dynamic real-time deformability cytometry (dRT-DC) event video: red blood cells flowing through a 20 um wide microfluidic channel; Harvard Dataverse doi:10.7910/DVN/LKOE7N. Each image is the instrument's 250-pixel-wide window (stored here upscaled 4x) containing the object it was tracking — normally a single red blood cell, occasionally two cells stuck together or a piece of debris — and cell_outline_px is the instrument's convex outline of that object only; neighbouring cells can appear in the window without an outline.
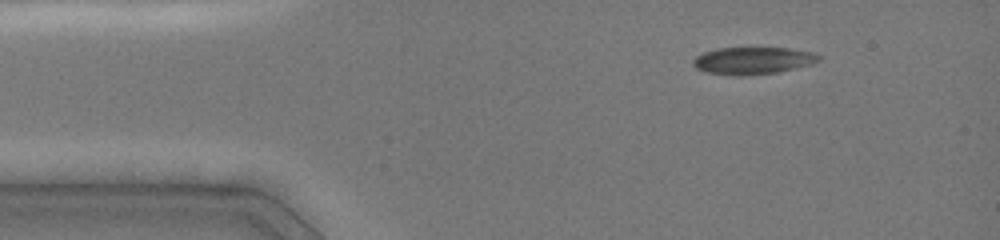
{"species": "common noctule bat (a hibernating species)", "species_latin": "Nyctalus noctula", "temperature_condition": "cold", "stored_images_in_passage": 4, "camera_frame_rate_fps": 3000, "um_per_image_px": 0.085, "animal": {"sex": "female", "body_mass_g": 19.0, "forearm_length_mm": 51.5}, "frame": {"image": 1, "passage_image": 1, "time_ms": 0.0, "image_size_px": [1000, 240], "cell_outline_px": [[824, 56], [820, 60], [812, 64], [776, 72], [744, 76], [736, 76], [704, 72], [696, 68], [692, 64], [692, 60], [696, 56], [704, 52], [716, 48], [788, 48], [812, 52]], "centroid_in_image_um": [63.98, 5.15], "position_along_channel_um": 21.0, "area_um2": 20.06}}
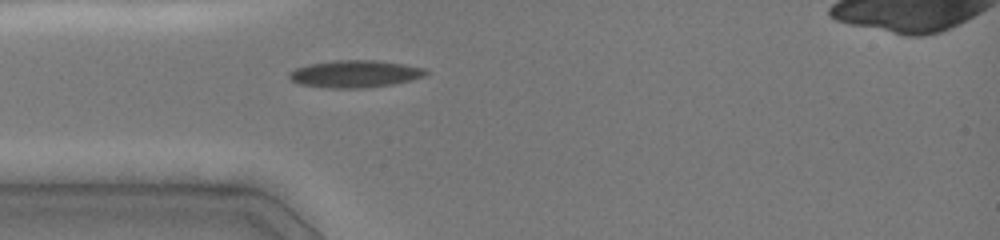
{"frame": {"image": 2, "passage_image": 4, "time_ms": 2.333, "image_size_px": [1000, 240], "cell_outline_px": [[428, 72], [424, 76], [392, 84], [364, 88], [328, 88], [300, 84], [292, 80], [288, 76], [288, 72], [296, 68], [308, 64], [332, 60], [376, 60], [404, 64], [424, 68]], "centroid_in_image_um": [30.13, 6.27], "position_along_channel_um": 54.9, "area_um2": 21.62}}